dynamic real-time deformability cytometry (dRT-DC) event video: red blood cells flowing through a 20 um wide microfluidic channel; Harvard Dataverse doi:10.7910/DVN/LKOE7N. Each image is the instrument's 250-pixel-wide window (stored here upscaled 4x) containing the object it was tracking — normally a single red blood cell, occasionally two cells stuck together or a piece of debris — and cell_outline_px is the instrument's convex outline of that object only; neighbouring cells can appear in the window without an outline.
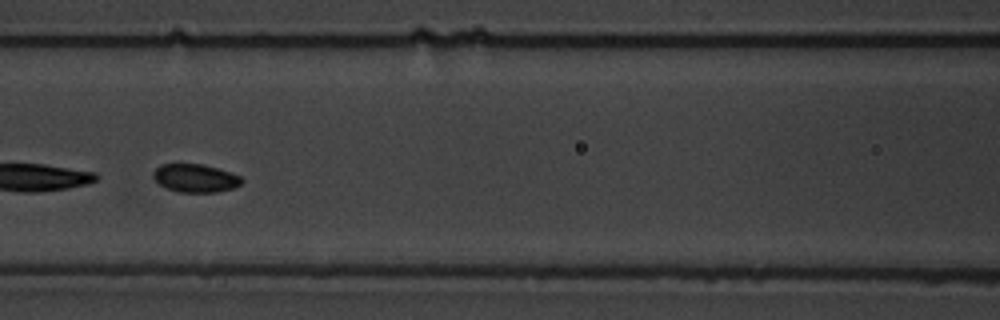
{"species": "common noctule bat (a hibernating species)", "species_latin": "Nyctalus noctula", "temperature_condition": "warm", "stored_images_in_passage": 9, "segment_of_instrument_passage": [2, 2], "camera_frame_rate_fps": 3000, "um_per_image_px": 0.085, "animal": {"sex": "male", "body_mass_g": 19.5, "forearm_length_mm": 54.6}, "frame": {"image": 1, "passage_image": 7, "time_ms": 7.0, "image_size_px": [1000, 320], "cell_outline_px": [[244, 180], [240, 184], [232, 188], [216, 192], [180, 192], [168, 188], [160, 184], [152, 176], [152, 172], [160, 164], [200, 164], [216, 168], [240, 176]], "centroid_in_image_um": [16.58, 15.14], "position_along_channel_um": 150.0, "area_um2": 14.28}}
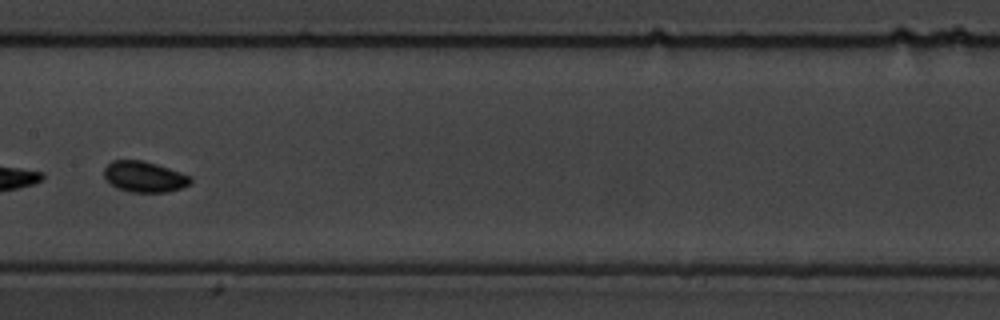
{"frame": {"image": 2, "passage_image": 8, "time_ms": 8.333, "image_size_px": [1000, 320], "cell_outline_px": [[192, 180], [188, 184], [180, 188], [168, 192], [132, 192], [116, 188], [104, 176], [104, 168], [112, 160], [144, 160], [192, 176]], "centroid_in_image_um": [12.26, 15.02], "position_along_channel_um": 195.1, "area_um2": 15.43}}